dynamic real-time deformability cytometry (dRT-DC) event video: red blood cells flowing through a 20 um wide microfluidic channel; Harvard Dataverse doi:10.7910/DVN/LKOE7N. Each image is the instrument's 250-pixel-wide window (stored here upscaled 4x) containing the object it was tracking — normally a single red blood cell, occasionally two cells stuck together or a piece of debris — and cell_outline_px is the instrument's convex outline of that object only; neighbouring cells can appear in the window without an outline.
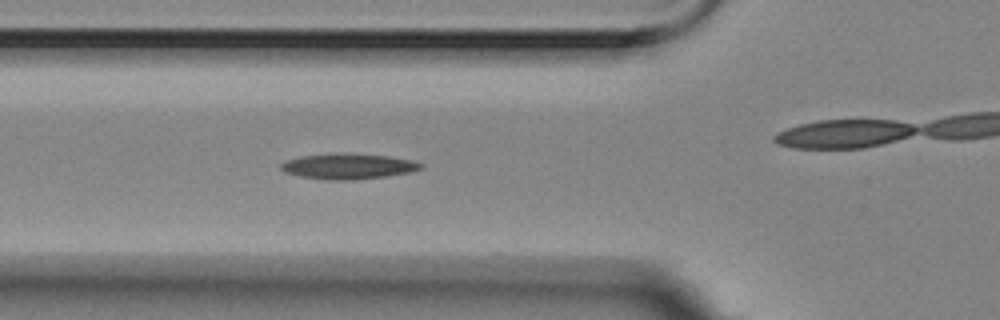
{"species": "Egyptian fruit bat (a non-hibernating species)", "species_latin": "Rousettus aegyptiacus", "temperature_condition": "room temperature", "stored_images_in_passage": 6, "camera_frame_rate_fps": 3000, "um_per_image_px": 0.085, "animal": {"sex": "female"}, "frame": {"image": 1, "passage_image": 5, "time_ms": 1.333, "image_size_px": [1000, 320], "cell_outline_px": [[424, 168], [412, 172], [384, 176], [352, 180], [328, 180], [300, 176], [284, 172], [280, 168], [280, 164], [288, 160], [304, 156], [388, 156], [412, 160], [424, 164]], "centroid_in_image_um": [29.66, 14.19], "position_along_channel_um": 96.1, "area_um2": 19.59}}